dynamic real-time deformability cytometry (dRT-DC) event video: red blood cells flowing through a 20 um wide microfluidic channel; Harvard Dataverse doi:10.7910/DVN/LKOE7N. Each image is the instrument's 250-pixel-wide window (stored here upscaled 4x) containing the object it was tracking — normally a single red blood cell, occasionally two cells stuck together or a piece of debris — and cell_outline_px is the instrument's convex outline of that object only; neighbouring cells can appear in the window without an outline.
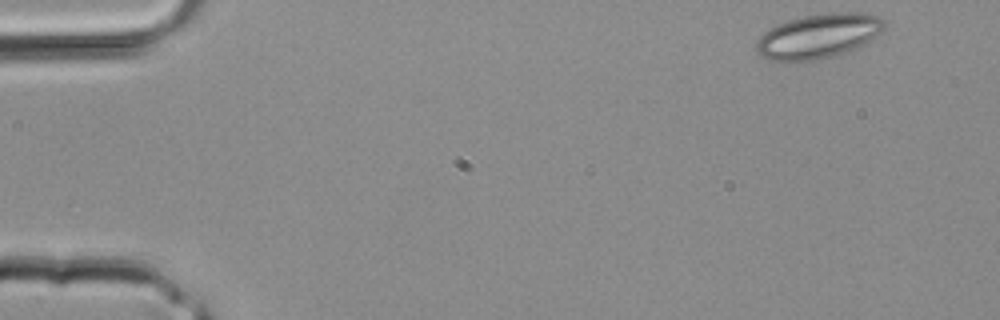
{"species": "common noctule bat (a hibernating species)", "species_latin": "Nyctalus noctula", "temperature_condition": "room temperature", "stored_images_in_passage": 3, "camera_frame_rate_fps": 3000, "um_per_image_px": 0.085, "animal": {"sex": "male", "body_mass_g": 20.4}, "frame": {"image": 1, "passage_image": 1, "time_ms": 0.0, "image_size_px": [1000, 320], "cell_outline_px": [[884, 24], [880, 32], [868, 44], [860, 48], [804, 64], [784, 64], [772, 60], [764, 56], [756, 48], [756, 44], [760, 36], [768, 28], [776, 24], [788, 20], [804, 16], [832, 12], [860, 12], [880, 16], [884, 20]], "centroid_in_image_um": [69.57, 3.11], "position_along_channel_um": 15.4, "area_um2": 34.1}}